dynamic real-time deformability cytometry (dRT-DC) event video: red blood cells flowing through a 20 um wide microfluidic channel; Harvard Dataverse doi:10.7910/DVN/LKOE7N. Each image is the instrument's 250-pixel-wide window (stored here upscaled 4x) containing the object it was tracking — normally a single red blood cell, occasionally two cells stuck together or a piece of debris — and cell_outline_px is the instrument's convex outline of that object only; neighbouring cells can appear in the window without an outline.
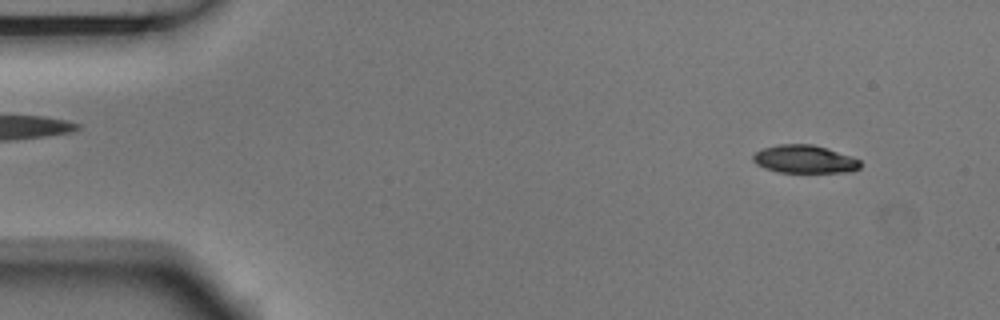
{"species": "Egyptian fruit bat (a non-hibernating species)", "species_latin": "Rousettus aegyptiacus", "temperature_condition": "room temperature", "stored_images_in_passage": 2, "segment_of_instrument_passage": [2, 2], "camera_frame_rate_fps": 3000, "um_per_image_px": 0.085, "animal": {"sex": "male"}, "frame": {"image": 1, "passage_image": 2, "time_ms": 0.333, "image_size_px": [1000, 320], "cell_outline_px": [[860, 168], [844, 172], [776, 172], [764, 168], [756, 164], [752, 160], [752, 156], [756, 152], [764, 148], [776, 144], [812, 144], [852, 156], [860, 160]], "centroid_in_image_um": [68.35, 13.53], "position_along_channel_um": 16.7, "area_um2": 17.46}}